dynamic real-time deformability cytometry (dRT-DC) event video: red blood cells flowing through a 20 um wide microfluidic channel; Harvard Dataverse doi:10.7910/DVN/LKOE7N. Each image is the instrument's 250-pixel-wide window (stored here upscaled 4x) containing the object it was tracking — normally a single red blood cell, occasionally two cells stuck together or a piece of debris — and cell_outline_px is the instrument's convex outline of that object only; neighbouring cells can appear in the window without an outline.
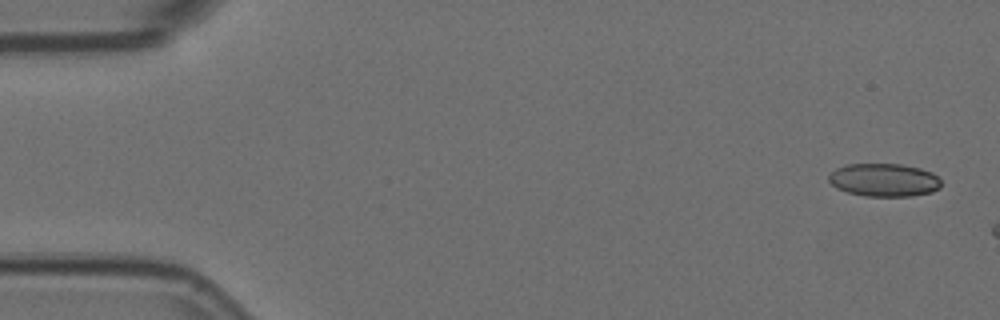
{"species": "Egyptian fruit bat (a non-hibernating species)", "species_latin": "Rousettus aegyptiacus", "temperature_condition": "room temperature", "stored_images_in_passage": 2, "camera_frame_rate_fps": 3000, "um_per_image_px": 0.085, "animal": {"sex": "female"}, "frame": {"image": 1, "passage_image": 1, "time_ms": 0.0, "image_size_px": [1000, 320], "cell_outline_px": [[940, 188], [932, 192], [912, 196], [864, 196], [848, 192], [836, 188], [828, 180], [828, 176], [836, 168], [848, 164], [900, 164], [920, 168], [932, 172], [940, 180]], "centroid_in_image_um": [75.14, 15.3], "position_along_channel_um": 9.9, "area_um2": 21.68}}